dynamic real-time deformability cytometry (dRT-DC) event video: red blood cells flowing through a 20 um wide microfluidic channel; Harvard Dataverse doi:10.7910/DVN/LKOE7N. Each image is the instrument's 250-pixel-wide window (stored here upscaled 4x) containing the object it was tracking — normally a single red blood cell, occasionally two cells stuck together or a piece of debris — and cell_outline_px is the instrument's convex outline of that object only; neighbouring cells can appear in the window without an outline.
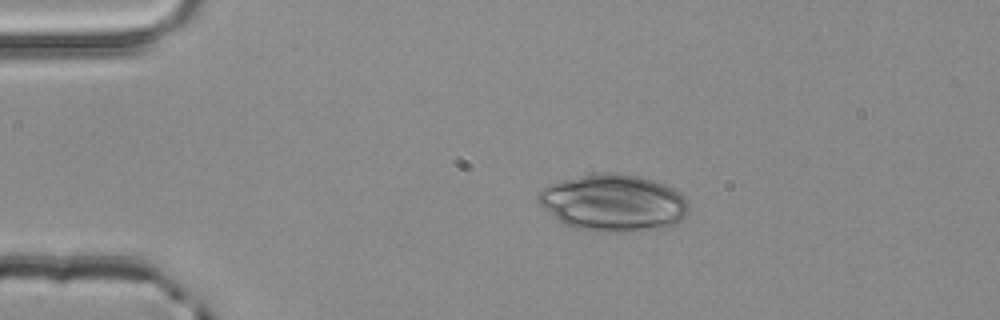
{"species": "common noctule bat (a hibernating species)", "species_latin": "Nyctalus noctula", "temperature_condition": "room temperature", "stored_images_in_passage": 3, "camera_frame_rate_fps": 3000, "um_per_image_px": 0.085, "animal": {"sex": "male", "body_mass_g": 20.4}, "frame": {"image": 1, "passage_image": 2, "time_ms": 0.333, "image_size_px": [1000, 320], "cell_outline_px": [[688, 212], [676, 224], [664, 228], [576, 228], [564, 224], [544, 208], [540, 204], [536, 196], [540, 188], [548, 184], [560, 180], [596, 172], [616, 172], [640, 176], [664, 184], [680, 192], [684, 196], [688, 204]], "centroid_in_image_um": [52.11, 17.15], "position_along_channel_um": 32.9, "area_um2": 48.78}}